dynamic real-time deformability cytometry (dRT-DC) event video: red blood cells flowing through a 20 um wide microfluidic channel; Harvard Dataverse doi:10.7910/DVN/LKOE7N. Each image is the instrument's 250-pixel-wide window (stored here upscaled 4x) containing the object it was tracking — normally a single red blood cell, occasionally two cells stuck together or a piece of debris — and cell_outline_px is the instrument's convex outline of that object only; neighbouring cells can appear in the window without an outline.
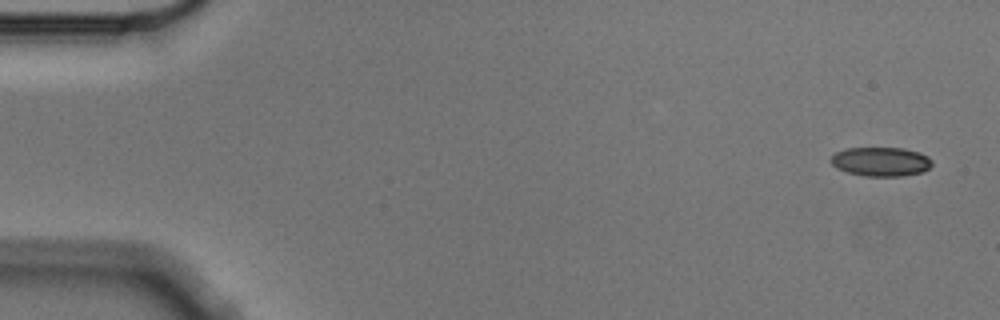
{"species": "Egyptian fruit bat (a non-hibernating species)", "species_latin": "Rousettus aegyptiacus", "temperature_condition": "cold", "stored_images_in_passage": 5, "segment_of_instrument_passage": [1, 2], "camera_frame_rate_fps": 3000, "um_per_image_px": 0.085, "animal": {"sex": "male"}, "frame": {"image": 1, "passage_image": 1, "time_ms": 0.0, "image_size_px": [1000, 320], "cell_outline_px": [[932, 164], [924, 172], [900, 176], [864, 176], [848, 172], [836, 168], [828, 160], [836, 152], [848, 148], [904, 148], [920, 152], [928, 156], [932, 160]], "centroid_in_image_um": [74.88, 13.74], "position_along_channel_um": 10.1, "area_um2": 17.28}}
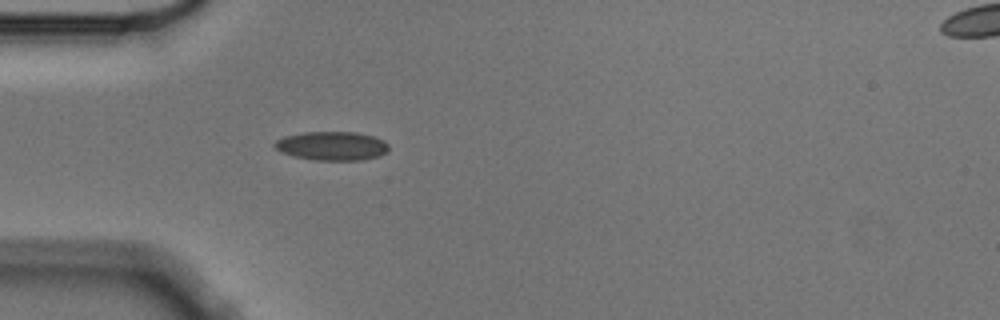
{"frame": {"image": 2, "passage_image": 4, "time_ms": 1.0, "image_size_px": [1000, 320], "cell_outline_px": [[388, 152], [380, 156], [364, 160], [312, 160], [292, 156], [280, 152], [272, 144], [276, 140], [284, 136], [304, 132], [356, 132], [372, 136], [384, 140], [388, 144]], "centroid_in_image_um": [28.21, 12.41], "position_along_channel_um": 56.8, "area_um2": 19.42}}